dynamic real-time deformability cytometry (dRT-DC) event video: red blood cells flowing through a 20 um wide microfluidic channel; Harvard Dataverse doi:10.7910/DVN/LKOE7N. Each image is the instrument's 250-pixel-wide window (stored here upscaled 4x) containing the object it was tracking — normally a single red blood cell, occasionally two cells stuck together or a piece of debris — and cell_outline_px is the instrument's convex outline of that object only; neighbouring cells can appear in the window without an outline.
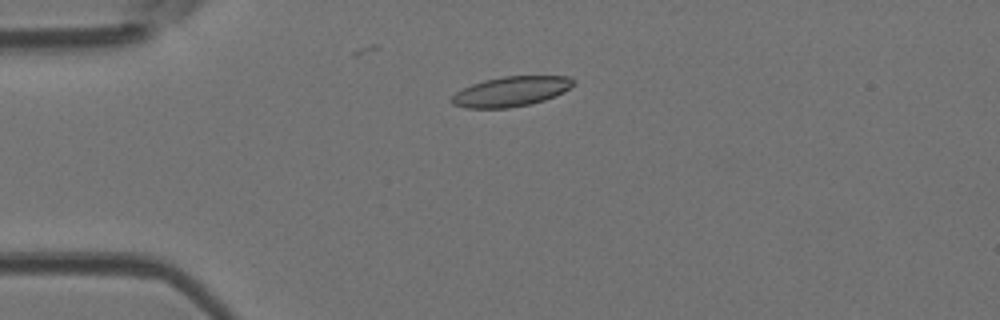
{"species": "Egyptian fruit bat (a non-hibernating species)", "species_latin": "Rousettus aegyptiacus", "temperature_condition": "room temperature", "stored_images_in_passage": 4, "camera_frame_rate_fps": 3000, "um_per_image_px": 0.085, "animal": {"sex": "female"}, "frame": {"image": 1, "passage_image": 1, "time_ms": 0.0, "image_size_px": [1000, 320], "cell_outline_px": [[576, 84], [564, 92], [556, 96], [532, 104], [508, 108], [468, 108], [452, 104], [448, 100], [456, 92], [472, 84], [484, 80], [504, 76], [568, 76], [576, 80]], "centroid_in_image_um": [43.47, 7.78], "position_along_channel_um": 41.5, "area_um2": 21.44}}
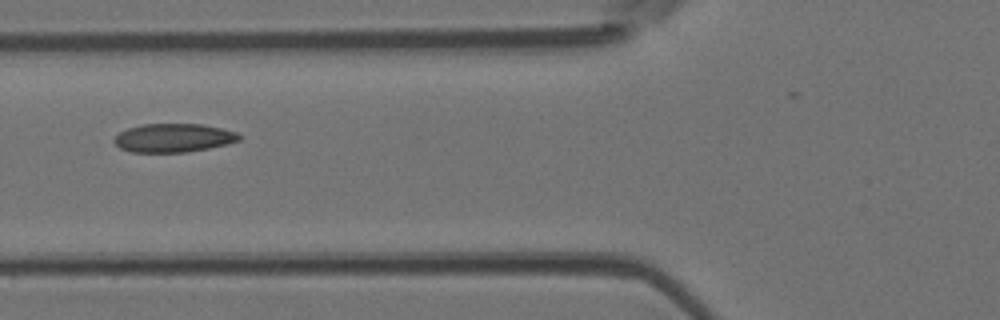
{"frame": {"image": 2, "passage_image": 3, "time_ms": 0.667, "image_size_px": [1000, 320], "cell_outline_px": [[240, 140], [228, 144], [188, 152], [132, 152], [120, 148], [112, 140], [120, 132], [128, 128], [140, 124], [200, 124], [220, 128], [236, 132], [240, 136]], "centroid_in_image_um": [14.73, 11.72], "position_along_channel_um": 111.1, "area_um2": 20.75}}